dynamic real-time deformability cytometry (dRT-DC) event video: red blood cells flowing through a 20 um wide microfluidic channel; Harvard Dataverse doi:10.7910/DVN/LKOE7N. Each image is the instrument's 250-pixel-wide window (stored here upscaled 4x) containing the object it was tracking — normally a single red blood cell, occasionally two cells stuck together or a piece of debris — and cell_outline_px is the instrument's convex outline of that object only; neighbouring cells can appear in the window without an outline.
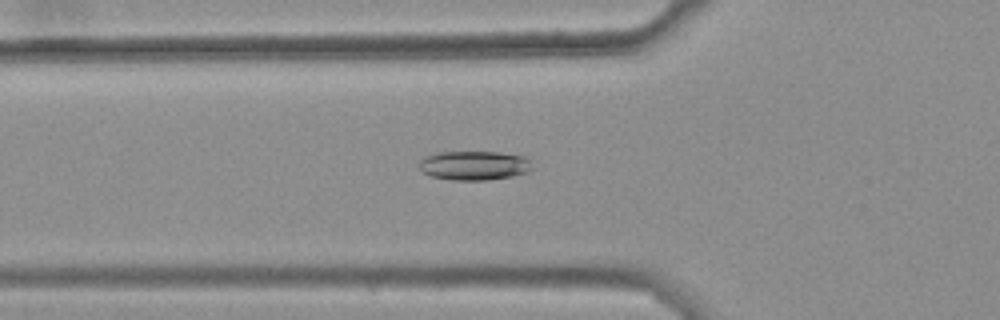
{"species": "common noctule bat (a hibernating species)", "species_latin": "Nyctalus noctula", "temperature_condition": "warm", "stored_images_in_passage": 40, "camera_frame_rate_fps": 3000, "um_per_image_px": 0.085, "animal": {"sex": "female", "body_mass_g": 25.1}, "frame": {"image": 1, "passage_image": 11, "time_ms": 3.333, "image_size_px": [1000, 320], "cell_outline_px": [[532, 168], [528, 172], [512, 176], [488, 180], [452, 180], [432, 176], [424, 172], [420, 168], [420, 160], [424, 156], [436, 152], [500, 152], [524, 156], [532, 160]], "centroid_in_image_um": [40.34, 14.06], "position_along_channel_um": 85.5, "area_um2": 19.36}}
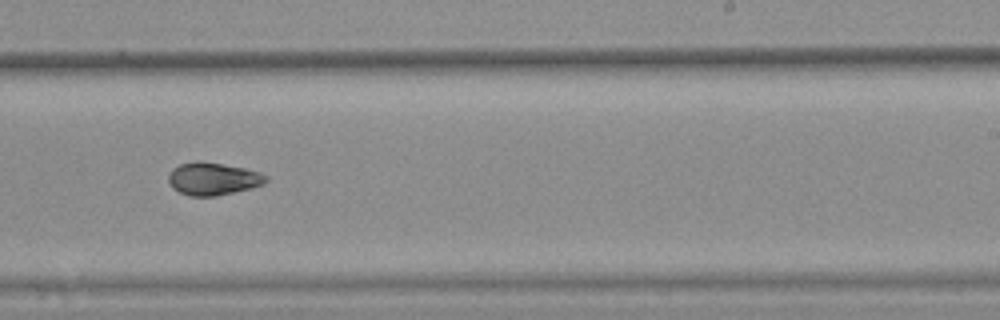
{"frame": {"image": 2, "passage_image": 26, "time_ms": 8.333, "image_size_px": [1000, 320], "cell_outline_px": [[268, 180], [264, 184], [252, 188], [216, 196], [188, 196], [172, 188], [168, 180], [168, 176], [172, 168], [180, 164], [196, 160], [200, 160], [244, 168], [260, 172], [268, 176]], "centroid_in_image_um": [18.1, 15.19], "position_along_channel_um": 270.9, "area_um2": 18.73}}
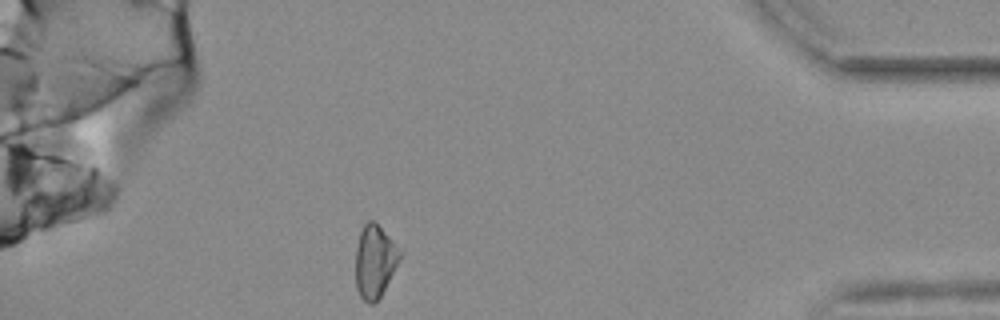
{"frame": {"image": 3, "passage_image": 40, "time_ms": 13.0, "image_size_px": [1000, 320], "cell_outline_px": [[404, 252], [400, 260], [380, 296], [372, 304], [368, 304], [360, 296], [356, 288], [356, 244], [360, 232], [364, 224], [368, 220], [372, 220]], "centroid_in_image_um": [31.86, 22.21], "position_along_channel_um": 403.3, "area_um2": 18.67}, "authors_computed_cell_mechanics": {"area_um2": 18.6694, "velocity_mm_per_s": 3.7064, "shape_relaxation_time_tau1_ms": 10.7371, "shape_relaxation_time_tau2_ms": 3.9443, "deformation_change_tau1": 0.196, "deformation_change_tau2": 0.0783}}